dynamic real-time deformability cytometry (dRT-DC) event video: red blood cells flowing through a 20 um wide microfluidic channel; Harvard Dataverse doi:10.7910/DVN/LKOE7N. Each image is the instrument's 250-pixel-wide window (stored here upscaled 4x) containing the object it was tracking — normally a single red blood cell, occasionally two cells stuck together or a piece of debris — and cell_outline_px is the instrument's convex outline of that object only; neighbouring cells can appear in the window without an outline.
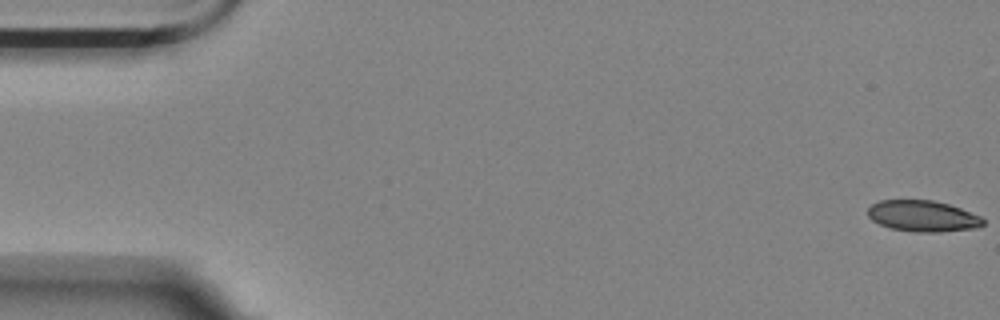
{"species": "Egyptian fruit bat (a non-hibernating species)", "species_latin": "Rousettus aegyptiacus", "temperature_condition": "room temperature", "stored_images_in_passage": 57, "camera_frame_rate_fps": 3000, "um_per_image_px": 0.085, "animal": {"sex": "female"}, "frame": {"image": 1, "passage_image": 1, "time_ms": 0.0, "image_size_px": [1000, 320], "cell_outline_px": [[984, 224], [980, 228], [940, 232], [916, 232], [892, 228], [880, 224], [872, 220], [868, 216], [868, 208], [872, 204], [880, 200], [932, 200], [948, 204], [960, 208], [980, 216], [984, 220]], "centroid_in_image_um": [78.46, 18.37], "position_along_channel_um": 6.5, "area_um2": 20.92}}
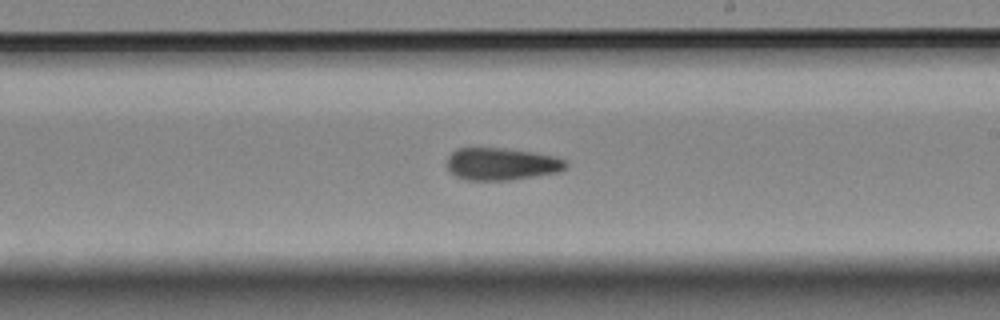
{"frame": {"image": 2, "passage_image": 33, "time_ms": 10.667, "image_size_px": [1000, 320], "cell_outline_px": [[568, 168], [560, 172], [512, 180], [464, 180], [456, 176], [448, 168], [448, 156], [456, 148], [504, 148], [532, 152], [556, 156], [568, 160]], "centroid_in_image_um": [42.7, 13.94], "position_along_channel_um": 246.3, "area_um2": 22.66}}
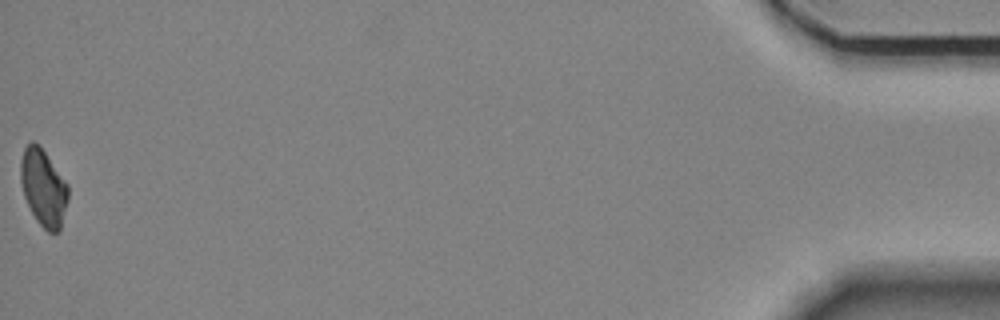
{"frame": {"image": 3, "passage_image": 57, "time_ms": 18.667, "image_size_px": [1000, 320], "cell_outline_px": [[68, 200], [60, 232], [48, 232], [36, 220], [24, 196], [20, 180], [20, 160], [24, 148], [32, 140], [40, 144], [68, 184]], "centroid_in_image_um": [3.69, 15.92], "position_along_channel_um": 431.5, "area_um2": 21.5}, "authors_computed_cell_mechanics": {"area_um2": 22.542, "velocity_mm_per_s": 3.5254, "shape_relaxation_time_tau1_ms": null, "shape_relaxation_time_tau2_ms": 7.1949, "deformation_change_tau1": null, "deformation_change_tau2": 0.123}}